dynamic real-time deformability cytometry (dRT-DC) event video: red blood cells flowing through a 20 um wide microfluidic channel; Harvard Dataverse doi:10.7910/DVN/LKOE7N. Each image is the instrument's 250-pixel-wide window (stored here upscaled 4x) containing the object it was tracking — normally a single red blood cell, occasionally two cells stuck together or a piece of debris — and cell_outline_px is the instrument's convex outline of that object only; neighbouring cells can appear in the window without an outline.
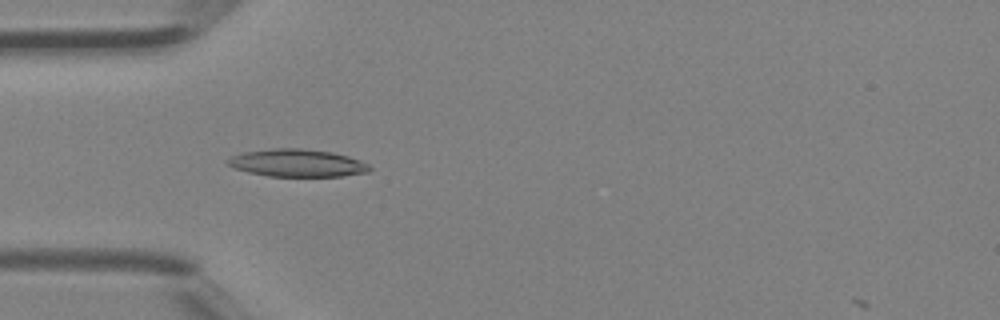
{"species": "Egyptian fruit bat (a non-hibernating species)", "species_latin": "Rousettus aegyptiacus", "temperature_condition": "room temperature", "stored_images_in_passage": 33, "camera_frame_rate_fps": 3000, "um_per_image_px": 0.085, "animal": {"sex": "female"}, "frame": {"image": 1, "passage_image": 4, "time_ms": 1.0, "image_size_px": [1000, 320], "cell_outline_px": [[372, 168], [368, 172], [340, 176], [268, 176], [248, 172], [232, 168], [224, 160], [232, 156], [244, 152], [272, 148], [300, 148], [332, 152], [348, 156], [360, 160], [368, 164]], "centroid_in_image_um": [25.24, 13.85], "position_along_channel_um": 59.8, "area_um2": 22.83}}
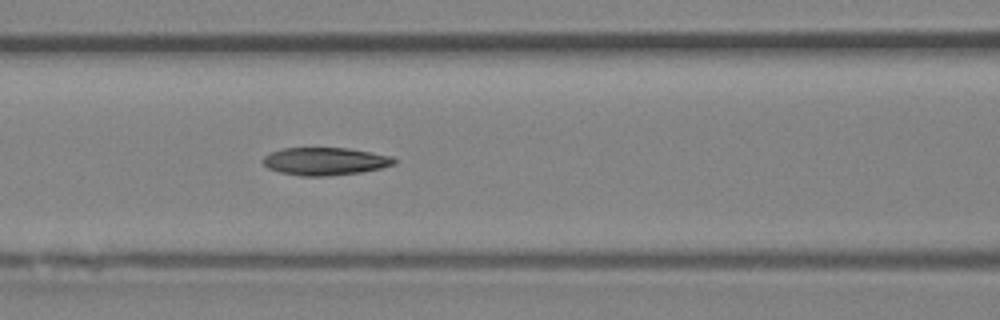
{"frame": {"image": 2, "passage_image": 9, "time_ms": 2.667, "image_size_px": [1000, 320], "cell_outline_px": [[396, 164], [380, 168], [360, 172], [328, 176], [300, 176], [280, 172], [268, 168], [264, 164], [264, 156], [272, 152], [284, 148], [348, 148], [392, 156], [396, 160]], "centroid_in_image_um": [27.65, 13.71], "position_along_channel_um": 139.0, "area_um2": 21.04}}
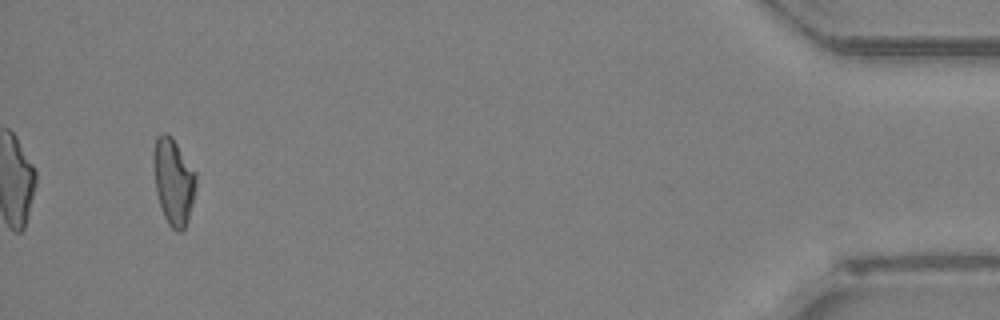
{"frame": {"image": 3, "passage_image": 31, "time_ms": 10.0, "image_size_px": [1000, 320], "cell_outline_px": [[196, 188], [192, 204], [184, 228], [180, 232], [176, 232], [168, 224], [160, 208], [156, 192], [152, 164], [152, 152], [156, 136], [164, 132], [172, 136], [196, 172]], "centroid_in_image_um": [14.71, 15.38], "position_along_channel_um": 420.5, "area_um2": 21.73}}